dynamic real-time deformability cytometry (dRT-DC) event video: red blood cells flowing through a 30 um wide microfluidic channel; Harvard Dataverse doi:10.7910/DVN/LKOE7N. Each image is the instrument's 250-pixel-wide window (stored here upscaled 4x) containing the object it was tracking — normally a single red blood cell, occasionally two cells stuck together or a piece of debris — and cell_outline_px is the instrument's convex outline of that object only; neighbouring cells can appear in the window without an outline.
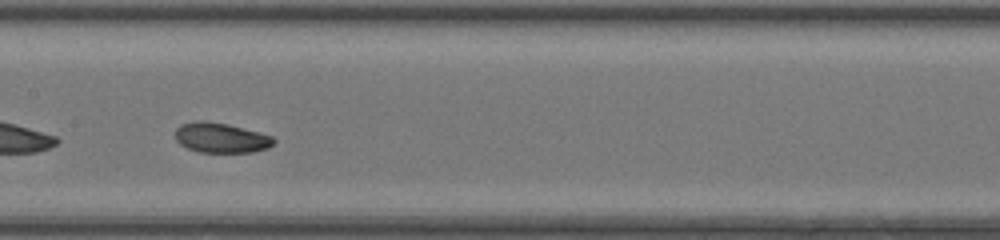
{"species": "common noctule bat (a hibernating species)", "species_latin": "Nyctalus noctula", "temperature_condition": "room temperature", "stored_images_in_passage": 39, "camera_frame_rate_fps": 3000, "um_per_image_px": 0.085, "animal": {"sex": "female", "body_mass_g": 20.0, "forearm_length_mm": 54.0}, "frame": {"image": 1, "passage_image": 17, "time_ms": 5.333, "image_size_px": [1000, 240], "cell_outline_px": [[276, 140], [268, 148], [252, 152], [200, 152], [188, 148], [180, 144], [176, 140], [176, 128], [180, 124], [196, 120], [204, 120], [228, 124], [260, 132], [272, 136]], "centroid_in_image_um": [18.78, 11.7], "position_along_channel_um": 188.6, "area_um2": 17.28}}
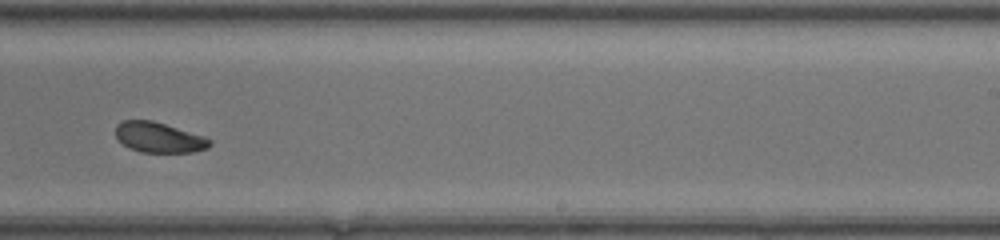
{"frame": {"image": 2, "passage_image": 23, "time_ms": 7.333, "image_size_px": [1000, 240], "cell_outline_px": [[212, 144], [208, 148], [192, 152], [140, 152], [128, 148], [116, 136], [116, 124], [124, 120], [152, 120], [204, 136], [212, 140]], "centroid_in_image_um": [13.52, 11.68], "position_along_channel_um": 275.5, "area_um2": 16.59}}
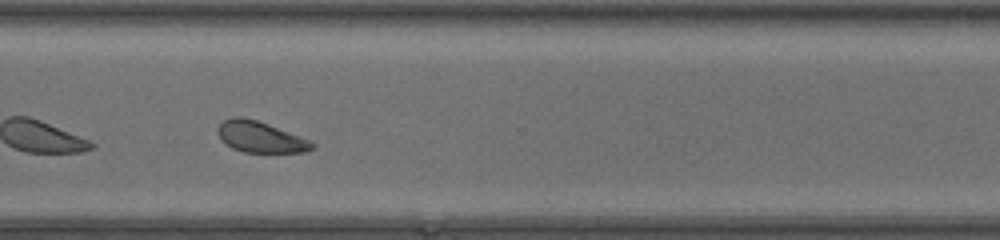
{"frame": {"image": 3, "passage_image": 28, "time_ms": 9.0, "image_size_px": [1000, 240], "cell_outline_px": [[316, 148], [304, 152], [244, 152], [232, 148], [220, 140], [216, 132], [216, 128], [224, 120], [232, 116], [240, 116], [256, 120], [268, 124], [312, 140], [316, 144]], "centroid_in_image_um": [22.13, 11.64], "position_along_channel_um": 348.5, "area_um2": 17.34}, "authors_computed_cell_mechanics": {"area_um2": 17.629, "velocity_mm_per_s": 4.3735, "shape_relaxation_time_tau1_ms": 1.4109, "shape_relaxation_time_tau2_ms": 7.5684, "deformation_change_tau1": 0.093, "deformation_change_tau2": 0.146}}